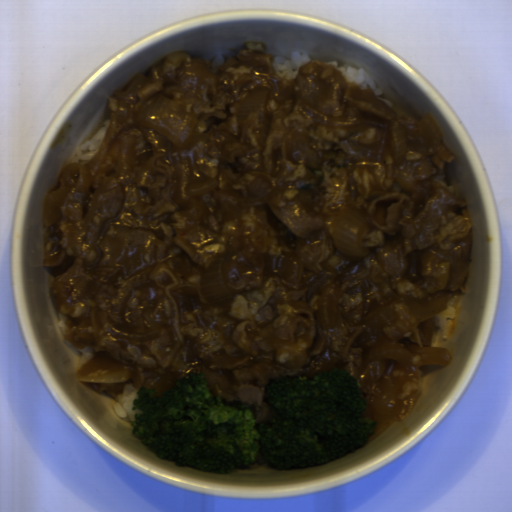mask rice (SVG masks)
<instances>
[{"label":"rice","instance_id":"1","mask_svg":"<svg viewBox=\"0 0 512 512\" xmlns=\"http://www.w3.org/2000/svg\"><path fill=\"white\" fill-rule=\"evenodd\" d=\"M326 63L335 65L348 83H357L360 89L365 91L371 88L377 98L394 109V103L389 98L383 96L385 93L384 90L378 87L376 81L366 69L359 66H351L346 63L345 65H338L336 60H329Z\"/></svg>","mask_w":512,"mask_h":512},{"label":"rice","instance_id":"4","mask_svg":"<svg viewBox=\"0 0 512 512\" xmlns=\"http://www.w3.org/2000/svg\"><path fill=\"white\" fill-rule=\"evenodd\" d=\"M109 129L110 118L104 120L103 126L97 130L91 139L78 146L68 164H80L84 166L89 164L98 153Z\"/></svg>","mask_w":512,"mask_h":512},{"label":"rice","instance_id":"7","mask_svg":"<svg viewBox=\"0 0 512 512\" xmlns=\"http://www.w3.org/2000/svg\"><path fill=\"white\" fill-rule=\"evenodd\" d=\"M77 350H78V352L81 353V357L79 359V367H78V371H79L80 367L85 362H87L89 359L95 358L97 353L91 347H86V346L84 348H77Z\"/></svg>","mask_w":512,"mask_h":512},{"label":"rice","instance_id":"8","mask_svg":"<svg viewBox=\"0 0 512 512\" xmlns=\"http://www.w3.org/2000/svg\"><path fill=\"white\" fill-rule=\"evenodd\" d=\"M57 314H58V318H59V320L57 322V326L61 329L62 333L65 335L69 316H65L58 312H57Z\"/></svg>","mask_w":512,"mask_h":512},{"label":"rice","instance_id":"2","mask_svg":"<svg viewBox=\"0 0 512 512\" xmlns=\"http://www.w3.org/2000/svg\"><path fill=\"white\" fill-rule=\"evenodd\" d=\"M452 294L447 302L446 311L431 317L434 328H440L441 337L445 341L450 339L464 305L465 292L459 289Z\"/></svg>","mask_w":512,"mask_h":512},{"label":"rice","instance_id":"6","mask_svg":"<svg viewBox=\"0 0 512 512\" xmlns=\"http://www.w3.org/2000/svg\"><path fill=\"white\" fill-rule=\"evenodd\" d=\"M433 179L439 183L444 189H446L448 192H450L452 195L458 198V194L454 188L453 185H447L444 179H447V174L443 170H437V173L435 176H433Z\"/></svg>","mask_w":512,"mask_h":512},{"label":"rice","instance_id":"3","mask_svg":"<svg viewBox=\"0 0 512 512\" xmlns=\"http://www.w3.org/2000/svg\"><path fill=\"white\" fill-rule=\"evenodd\" d=\"M273 68L280 78L295 79L298 76L299 69L302 65H307L313 61L312 55L305 51L292 50L290 57L282 54L273 55Z\"/></svg>","mask_w":512,"mask_h":512},{"label":"rice","instance_id":"5","mask_svg":"<svg viewBox=\"0 0 512 512\" xmlns=\"http://www.w3.org/2000/svg\"><path fill=\"white\" fill-rule=\"evenodd\" d=\"M137 388L133 384H125L122 388L123 393H120L116 398L112 400V406L114 412L119 418L127 422H133L136 413H142L141 410L132 409V401L138 398ZM143 414V413H142Z\"/></svg>","mask_w":512,"mask_h":512}]
</instances>
